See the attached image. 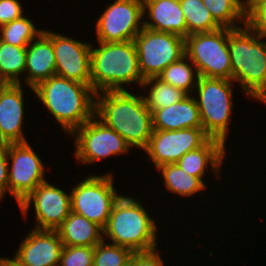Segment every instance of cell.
Instances as JSON below:
<instances>
[{"label": "cell", "mask_w": 266, "mask_h": 266, "mask_svg": "<svg viewBox=\"0 0 266 266\" xmlns=\"http://www.w3.org/2000/svg\"><path fill=\"white\" fill-rule=\"evenodd\" d=\"M0 266H24L15 257L5 258L0 257Z\"/></svg>", "instance_id": "36"}, {"label": "cell", "mask_w": 266, "mask_h": 266, "mask_svg": "<svg viewBox=\"0 0 266 266\" xmlns=\"http://www.w3.org/2000/svg\"><path fill=\"white\" fill-rule=\"evenodd\" d=\"M158 227L147 209L134 197L121 195L103 228V238L134 252L157 248Z\"/></svg>", "instance_id": "5"}, {"label": "cell", "mask_w": 266, "mask_h": 266, "mask_svg": "<svg viewBox=\"0 0 266 266\" xmlns=\"http://www.w3.org/2000/svg\"><path fill=\"white\" fill-rule=\"evenodd\" d=\"M209 138L203 128L153 130L144 151L157 169L165 164L176 163L184 154L201 147Z\"/></svg>", "instance_id": "14"}, {"label": "cell", "mask_w": 266, "mask_h": 266, "mask_svg": "<svg viewBox=\"0 0 266 266\" xmlns=\"http://www.w3.org/2000/svg\"><path fill=\"white\" fill-rule=\"evenodd\" d=\"M157 249L132 254V266H164Z\"/></svg>", "instance_id": "34"}, {"label": "cell", "mask_w": 266, "mask_h": 266, "mask_svg": "<svg viewBox=\"0 0 266 266\" xmlns=\"http://www.w3.org/2000/svg\"><path fill=\"white\" fill-rule=\"evenodd\" d=\"M144 27L187 37V26L179 0H143ZM150 20V21H149Z\"/></svg>", "instance_id": "19"}, {"label": "cell", "mask_w": 266, "mask_h": 266, "mask_svg": "<svg viewBox=\"0 0 266 266\" xmlns=\"http://www.w3.org/2000/svg\"><path fill=\"white\" fill-rule=\"evenodd\" d=\"M94 247L64 246L59 266H93Z\"/></svg>", "instance_id": "31"}, {"label": "cell", "mask_w": 266, "mask_h": 266, "mask_svg": "<svg viewBox=\"0 0 266 266\" xmlns=\"http://www.w3.org/2000/svg\"><path fill=\"white\" fill-rule=\"evenodd\" d=\"M162 173L164 185L171 193L190 197L206 189L207 185L198 177L187 174L176 163L157 168Z\"/></svg>", "instance_id": "23"}, {"label": "cell", "mask_w": 266, "mask_h": 266, "mask_svg": "<svg viewBox=\"0 0 266 266\" xmlns=\"http://www.w3.org/2000/svg\"><path fill=\"white\" fill-rule=\"evenodd\" d=\"M185 55L195 65L199 77L233 79L228 28L187 36Z\"/></svg>", "instance_id": "7"}, {"label": "cell", "mask_w": 266, "mask_h": 266, "mask_svg": "<svg viewBox=\"0 0 266 266\" xmlns=\"http://www.w3.org/2000/svg\"><path fill=\"white\" fill-rule=\"evenodd\" d=\"M71 134L75 137L74 155L77 163L92 164L132 150L124 138L95 115Z\"/></svg>", "instance_id": "10"}, {"label": "cell", "mask_w": 266, "mask_h": 266, "mask_svg": "<svg viewBox=\"0 0 266 266\" xmlns=\"http://www.w3.org/2000/svg\"><path fill=\"white\" fill-rule=\"evenodd\" d=\"M143 79L158 77L170 64L185 56V38L143 27L134 38Z\"/></svg>", "instance_id": "8"}, {"label": "cell", "mask_w": 266, "mask_h": 266, "mask_svg": "<svg viewBox=\"0 0 266 266\" xmlns=\"http://www.w3.org/2000/svg\"><path fill=\"white\" fill-rule=\"evenodd\" d=\"M245 27V28H243ZM228 28V49L234 82L246 96L266 104V36L247 24Z\"/></svg>", "instance_id": "3"}, {"label": "cell", "mask_w": 266, "mask_h": 266, "mask_svg": "<svg viewBox=\"0 0 266 266\" xmlns=\"http://www.w3.org/2000/svg\"><path fill=\"white\" fill-rule=\"evenodd\" d=\"M105 241L94 247L93 266H124L130 261L133 254L130 249Z\"/></svg>", "instance_id": "30"}, {"label": "cell", "mask_w": 266, "mask_h": 266, "mask_svg": "<svg viewBox=\"0 0 266 266\" xmlns=\"http://www.w3.org/2000/svg\"><path fill=\"white\" fill-rule=\"evenodd\" d=\"M128 90L95 94V116L131 147L145 150L153 133L152 112L143 95Z\"/></svg>", "instance_id": "1"}, {"label": "cell", "mask_w": 266, "mask_h": 266, "mask_svg": "<svg viewBox=\"0 0 266 266\" xmlns=\"http://www.w3.org/2000/svg\"><path fill=\"white\" fill-rule=\"evenodd\" d=\"M55 71L53 31L44 30L27 46L24 81L33 91L39 83L54 76Z\"/></svg>", "instance_id": "18"}, {"label": "cell", "mask_w": 266, "mask_h": 266, "mask_svg": "<svg viewBox=\"0 0 266 266\" xmlns=\"http://www.w3.org/2000/svg\"><path fill=\"white\" fill-rule=\"evenodd\" d=\"M27 47H17L0 40V83L23 84Z\"/></svg>", "instance_id": "24"}, {"label": "cell", "mask_w": 266, "mask_h": 266, "mask_svg": "<svg viewBox=\"0 0 266 266\" xmlns=\"http://www.w3.org/2000/svg\"><path fill=\"white\" fill-rule=\"evenodd\" d=\"M234 83L222 78L199 77L194 89L204 132L224 144L230 131Z\"/></svg>", "instance_id": "6"}, {"label": "cell", "mask_w": 266, "mask_h": 266, "mask_svg": "<svg viewBox=\"0 0 266 266\" xmlns=\"http://www.w3.org/2000/svg\"><path fill=\"white\" fill-rule=\"evenodd\" d=\"M9 192L8 188V144L0 143V200Z\"/></svg>", "instance_id": "35"}, {"label": "cell", "mask_w": 266, "mask_h": 266, "mask_svg": "<svg viewBox=\"0 0 266 266\" xmlns=\"http://www.w3.org/2000/svg\"><path fill=\"white\" fill-rule=\"evenodd\" d=\"M57 231L64 246L95 247L104 240L102 227L72 211Z\"/></svg>", "instance_id": "22"}, {"label": "cell", "mask_w": 266, "mask_h": 266, "mask_svg": "<svg viewBox=\"0 0 266 266\" xmlns=\"http://www.w3.org/2000/svg\"><path fill=\"white\" fill-rule=\"evenodd\" d=\"M153 130L174 131L185 128H203L195 96L187 95L181 101L152 112Z\"/></svg>", "instance_id": "20"}, {"label": "cell", "mask_w": 266, "mask_h": 266, "mask_svg": "<svg viewBox=\"0 0 266 266\" xmlns=\"http://www.w3.org/2000/svg\"><path fill=\"white\" fill-rule=\"evenodd\" d=\"M190 62V59L185 55L179 61L165 68L158 78L190 95L199 78L195 65Z\"/></svg>", "instance_id": "28"}, {"label": "cell", "mask_w": 266, "mask_h": 266, "mask_svg": "<svg viewBox=\"0 0 266 266\" xmlns=\"http://www.w3.org/2000/svg\"><path fill=\"white\" fill-rule=\"evenodd\" d=\"M112 174L89 175L71 193V211L104 228L113 205L121 195L114 187Z\"/></svg>", "instance_id": "9"}, {"label": "cell", "mask_w": 266, "mask_h": 266, "mask_svg": "<svg viewBox=\"0 0 266 266\" xmlns=\"http://www.w3.org/2000/svg\"><path fill=\"white\" fill-rule=\"evenodd\" d=\"M43 31L44 29L36 28L31 19L23 15L0 26V40L17 47H27Z\"/></svg>", "instance_id": "29"}, {"label": "cell", "mask_w": 266, "mask_h": 266, "mask_svg": "<svg viewBox=\"0 0 266 266\" xmlns=\"http://www.w3.org/2000/svg\"><path fill=\"white\" fill-rule=\"evenodd\" d=\"M143 0H115L96 21L98 42L131 41L144 27Z\"/></svg>", "instance_id": "11"}, {"label": "cell", "mask_w": 266, "mask_h": 266, "mask_svg": "<svg viewBox=\"0 0 266 266\" xmlns=\"http://www.w3.org/2000/svg\"><path fill=\"white\" fill-rule=\"evenodd\" d=\"M55 75L91 86V44L53 32Z\"/></svg>", "instance_id": "15"}, {"label": "cell", "mask_w": 266, "mask_h": 266, "mask_svg": "<svg viewBox=\"0 0 266 266\" xmlns=\"http://www.w3.org/2000/svg\"><path fill=\"white\" fill-rule=\"evenodd\" d=\"M226 145L218 139L209 138L201 147L184 154L176 164L187 174L204 178L208 166L214 174H220L224 157L226 156Z\"/></svg>", "instance_id": "21"}, {"label": "cell", "mask_w": 266, "mask_h": 266, "mask_svg": "<svg viewBox=\"0 0 266 266\" xmlns=\"http://www.w3.org/2000/svg\"><path fill=\"white\" fill-rule=\"evenodd\" d=\"M45 174L43 161L28 141L8 144V194L14 197L18 205L46 181Z\"/></svg>", "instance_id": "12"}, {"label": "cell", "mask_w": 266, "mask_h": 266, "mask_svg": "<svg viewBox=\"0 0 266 266\" xmlns=\"http://www.w3.org/2000/svg\"><path fill=\"white\" fill-rule=\"evenodd\" d=\"M63 247L57 230L33 228L13 256L24 266H59Z\"/></svg>", "instance_id": "16"}, {"label": "cell", "mask_w": 266, "mask_h": 266, "mask_svg": "<svg viewBox=\"0 0 266 266\" xmlns=\"http://www.w3.org/2000/svg\"><path fill=\"white\" fill-rule=\"evenodd\" d=\"M24 93L22 84L0 83V143L27 142L22 129Z\"/></svg>", "instance_id": "17"}, {"label": "cell", "mask_w": 266, "mask_h": 266, "mask_svg": "<svg viewBox=\"0 0 266 266\" xmlns=\"http://www.w3.org/2000/svg\"><path fill=\"white\" fill-rule=\"evenodd\" d=\"M179 3L186 21L187 36L221 28L202 0H179Z\"/></svg>", "instance_id": "26"}, {"label": "cell", "mask_w": 266, "mask_h": 266, "mask_svg": "<svg viewBox=\"0 0 266 266\" xmlns=\"http://www.w3.org/2000/svg\"><path fill=\"white\" fill-rule=\"evenodd\" d=\"M33 92L67 135L95 115L96 93L90 85L54 75Z\"/></svg>", "instance_id": "2"}, {"label": "cell", "mask_w": 266, "mask_h": 266, "mask_svg": "<svg viewBox=\"0 0 266 266\" xmlns=\"http://www.w3.org/2000/svg\"><path fill=\"white\" fill-rule=\"evenodd\" d=\"M24 14L18 0H0V26L19 19Z\"/></svg>", "instance_id": "33"}, {"label": "cell", "mask_w": 266, "mask_h": 266, "mask_svg": "<svg viewBox=\"0 0 266 266\" xmlns=\"http://www.w3.org/2000/svg\"><path fill=\"white\" fill-rule=\"evenodd\" d=\"M32 204L37 220L34 229L57 230L71 212V193L67 194L63 189L45 181L19 203L25 218Z\"/></svg>", "instance_id": "13"}, {"label": "cell", "mask_w": 266, "mask_h": 266, "mask_svg": "<svg viewBox=\"0 0 266 266\" xmlns=\"http://www.w3.org/2000/svg\"><path fill=\"white\" fill-rule=\"evenodd\" d=\"M150 87L144 95L148 109L153 112L154 110L168 107L174 103L181 101L187 94L182 90L163 82L158 77H152L143 81L142 87Z\"/></svg>", "instance_id": "27"}, {"label": "cell", "mask_w": 266, "mask_h": 266, "mask_svg": "<svg viewBox=\"0 0 266 266\" xmlns=\"http://www.w3.org/2000/svg\"><path fill=\"white\" fill-rule=\"evenodd\" d=\"M91 45V87L95 93L126 90L124 84H143L138 54L133 40L98 42Z\"/></svg>", "instance_id": "4"}, {"label": "cell", "mask_w": 266, "mask_h": 266, "mask_svg": "<svg viewBox=\"0 0 266 266\" xmlns=\"http://www.w3.org/2000/svg\"><path fill=\"white\" fill-rule=\"evenodd\" d=\"M214 20L223 28H238L246 24L245 0H202ZM239 22V23H238Z\"/></svg>", "instance_id": "25"}, {"label": "cell", "mask_w": 266, "mask_h": 266, "mask_svg": "<svg viewBox=\"0 0 266 266\" xmlns=\"http://www.w3.org/2000/svg\"><path fill=\"white\" fill-rule=\"evenodd\" d=\"M124 266H132V256L130 258V261L126 265H124Z\"/></svg>", "instance_id": "37"}, {"label": "cell", "mask_w": 266, "mask_h": 266, "mask_svg": "<svg viewBox=\"0 0 266 266\" xmlns=\"http://www.w3.org/2000/svg\"><path fill=\"white\" fill-rule=\"evenodd\" d=\"M246 24L266 36V0H245Z\"/></svg>", "instance_id": "32"}]
</instances>
